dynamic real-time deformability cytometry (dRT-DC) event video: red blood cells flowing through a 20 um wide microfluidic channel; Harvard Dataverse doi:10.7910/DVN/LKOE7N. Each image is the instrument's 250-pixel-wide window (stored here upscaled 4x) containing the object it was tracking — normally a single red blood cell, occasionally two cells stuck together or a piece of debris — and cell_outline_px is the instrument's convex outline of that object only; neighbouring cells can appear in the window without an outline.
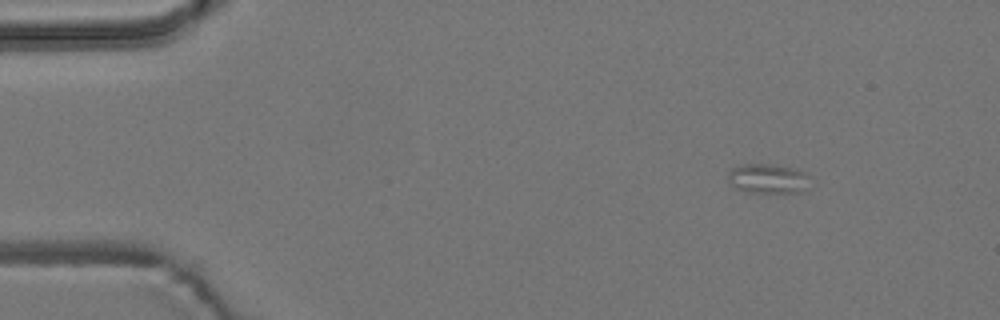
{"species": "common noctule bat (a hibernating species)", "species_latin": "Nyctalus noctula", "temperature_condition": "room temperature", "stored_images_in_passage": 50, "camera_frame_rate_fps": 3000, "um_per_image_px": 0.085, "animal": {"sex": "male", "body_mass_g": 19.2, "forearm_length_mm": 51.8}, "frame": {"image": 1, "passage_image": 1, "time_ms": 0.0, "image_size_px": [1000, 320], "cell_outline_px": [[808, 176], [804, 188], [800, 192], [744, 192], [736, 188], [728, 180], [728, 172], [732, 168], [740, 164], [776, 164], [792, 168], [804, 172]], "centroid_in_image_um": [65.2, 15.16], "position_along_channel_um": 19.8, "area_um2": 13.93}}